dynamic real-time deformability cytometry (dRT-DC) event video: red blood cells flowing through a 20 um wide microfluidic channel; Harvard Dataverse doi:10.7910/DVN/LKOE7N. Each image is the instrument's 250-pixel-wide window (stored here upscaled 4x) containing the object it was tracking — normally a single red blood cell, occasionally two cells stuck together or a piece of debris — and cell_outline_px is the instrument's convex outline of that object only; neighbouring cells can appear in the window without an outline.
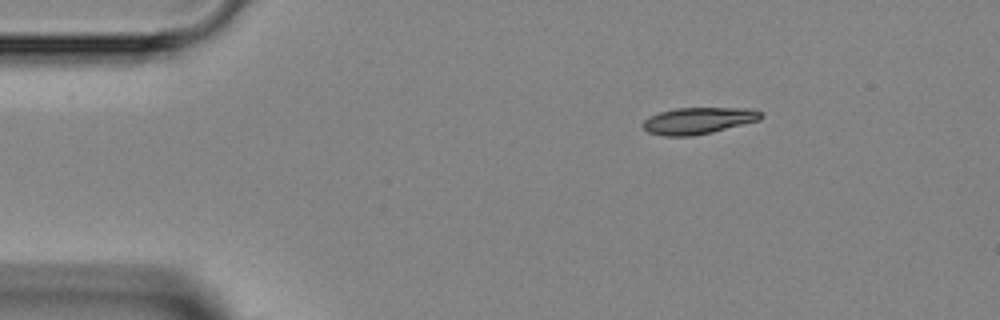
{"species": "Egyptian fruit bat (a non-hibernating species)", "species_latin": "Rousettus aegyptiacus", "temperature_condition": "room temperature", "stored_images_in_passage": 41, "segment_of_instrument_passage": [1, 2], "camera_frame_rate_fps": 3000, "um_per_image_px": 0.085, "animal": {"sex": "female"}, "frame": {"image": 1, "passage_image": 1, "time_ms": 0.0, "image_size_px": [1000, 320], "cell_outline_px": [[764, 116], [760, 120], [712, 132], [692, 136], [664, 136], [648, 132], [640, 124], [648, 116], [660, 112], [676, 108], [752, 108], [764, 112]], "centroid_in_image_um": [59.38, 10.25], "position_along_channel_um": 25.6, "area_um2": 18.5}}
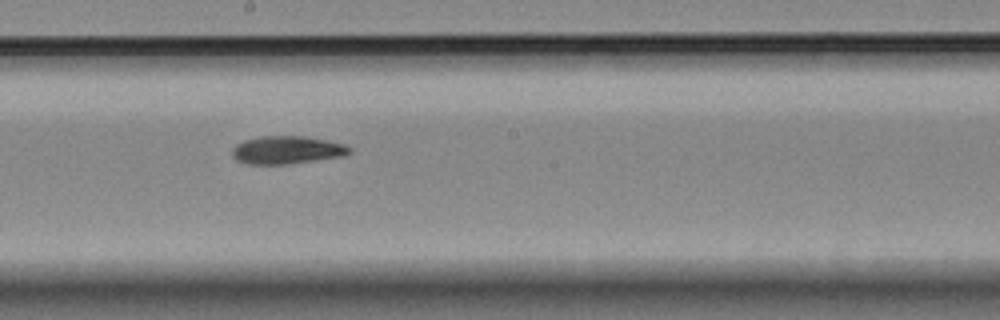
{"frame": {"image": 2, "passage_image": 19, "time_ms": 6.0, "image_size_px": [1000, 320], "cell_outline_px": [[352, 152], [344, 156], [288, 164], [244, 164], [236, 160], [232, 156], [232, 148], [236, 144], [244, 140], [260, 136], [304, 136], [344, 144], [352, 148]], "centroid_in_image_um": [24.37, 12.75], "position_along_channel_um": 223.8, "area_um2": 19.19}}
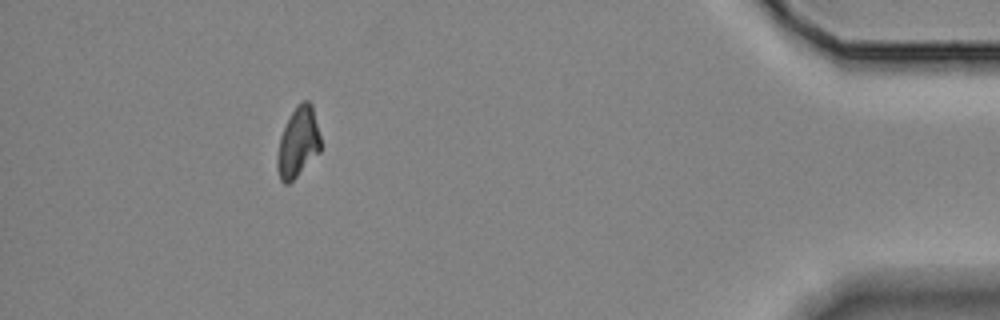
{"frame": {"image": 3, "passage_image": 36, "time_ms": 11.667, "image_size_px": [1000, 320], "cell_outline_px": [[320, 152], [288, 184], [284, 184], [280, 180], [276, 168], [276, 156], [280, 136], [296, 104], [300, 100], [308, 100], [312, 104], [320, 136]], "centroid_in_image_um": [25.32, 12.09], "position_along_channel_um": 409.9, "area_um2": 17.74}}